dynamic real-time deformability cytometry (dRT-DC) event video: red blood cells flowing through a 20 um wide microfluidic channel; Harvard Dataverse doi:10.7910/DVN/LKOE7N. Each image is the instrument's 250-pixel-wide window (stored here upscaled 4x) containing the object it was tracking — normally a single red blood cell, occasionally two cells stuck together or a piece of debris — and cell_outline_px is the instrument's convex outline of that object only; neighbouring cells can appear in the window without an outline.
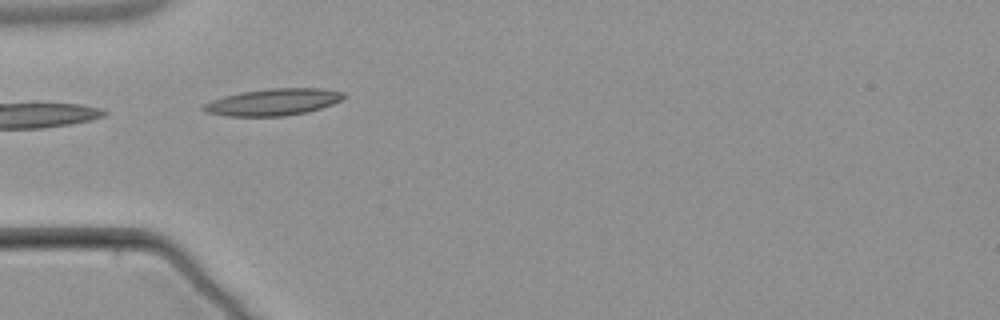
{"species": "common noctule bat (a hibernating species)", "species_latin": "Nyctalus noctula", "temperature_condition": "warm", "stored_images_in_passage": 2, "camera_frame_rate_fps": 3000, "um_per_image_px": 0.085, "animal": {"sex": "male", "body_mass_g": 21.5, "forearm_length_mm": 52.0}, "frame": {"image": 1, "passage_image": 1, "time_ms": 0.0, "image_size_px": [1000, 320], "cell_outline_px": [[348, 96], [344, 100], [308, 112], [284, 116], [228, 116], [204, 112], [200, 108], [204, 104], [212, 100], [224, 96], [240, 92], [268, 88], [324, 88], [344, 92]], "centroid_in_image_um": [23.26, 8.67], "position_along_channel_um": 61.7, "area_um2": 22.2}}
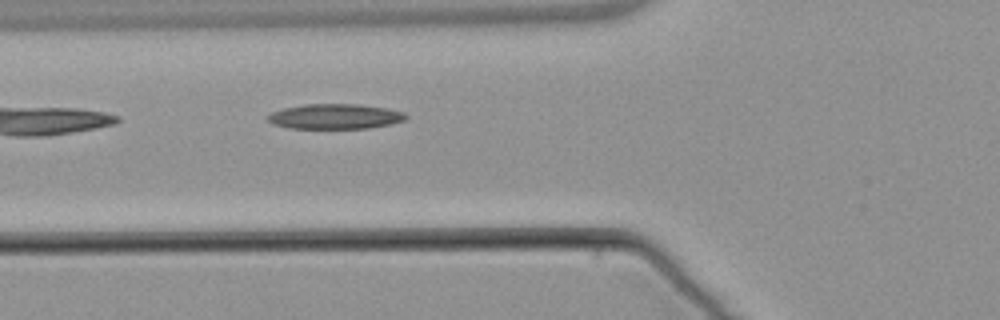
{"frame": {"image": 2, "passage_image": 2, "time_ms": 1.0, "image_size_px": [1000, 320], "cell_outline_px": [[408, 116], [404, 120], [392, 124], [368, 128], [288, 128], [276, 124], [268, 120], [268, 116], [272, 112], [284, 108], [304, 104], [356, 104], [388, 108], [404, 112]], "centroid_in_image_um": [28.53, 9.89], "position_along_channel_um": 97.3, "area_um2": 20.06}}